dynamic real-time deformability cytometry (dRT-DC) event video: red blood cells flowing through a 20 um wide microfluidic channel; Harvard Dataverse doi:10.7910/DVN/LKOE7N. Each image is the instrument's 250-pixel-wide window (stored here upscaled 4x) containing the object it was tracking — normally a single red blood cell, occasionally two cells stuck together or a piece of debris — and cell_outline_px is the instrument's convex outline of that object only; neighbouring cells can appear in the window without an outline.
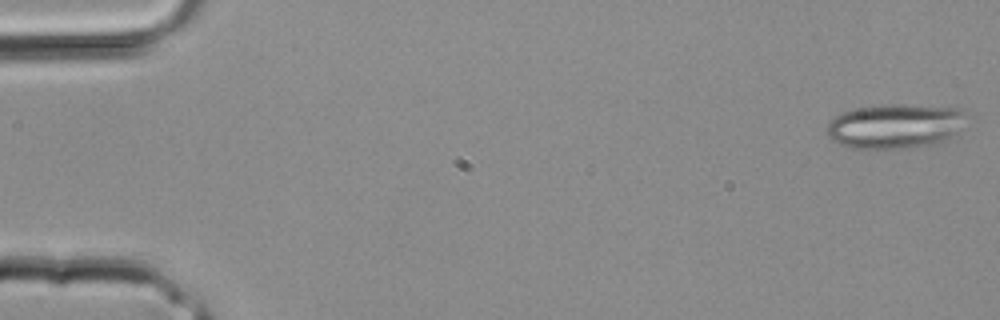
{"species": "common noctule bat (a hibernating species)", "species_latin": "Nyctalus noctula", "temperature_condition": "room temperature", "stored_images_in_passage": 3, "camera_frame_rate_fps": 3000, "um_per_image_px": 0.085, "animal": {"sex": "male", "body_mass_g": 20.4}, "frame": {"image": 1, "passage_image": 1, "time_ms": 0.0, "image_size_px": [1000, 320], "cell_outline_px": [[964, 112], [952, 136], [948, 140], [932, 144], [904, 148], [852, 148], [840, 144], [832, 140], [828, 136], [828, 120], [840, 112], [880, 104], [904, 104], [964, 108]], "centroid_in_image_um": [76.0, 10.7], "position_along_channel_um": 9.0, "area_um2": 35.89}}
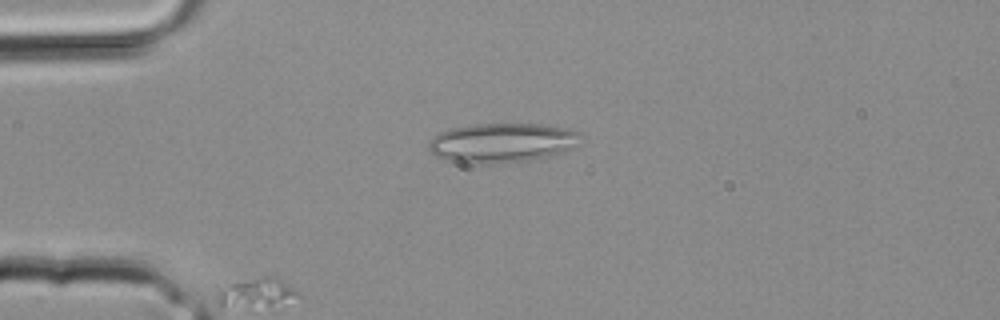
{"frame": {"image": 2, "passage_image": 3, "time_ms": 0.667, "image_size_px": [1000, 320], "cell_outline_px": [[584, 132], [568, 148], [560, 152], [548, 156], [532, 160], [484, 164], [472, 164], [444, 160], [436, 156], [428, 148], [428, 144], [440, 132], [452, 128], [476, 124], [540, 124], [568, 128]], "centroid_in_image_um": [42.63, 12.14], "position_along_channel_um": 42.4, "area_um2": 34.62}}